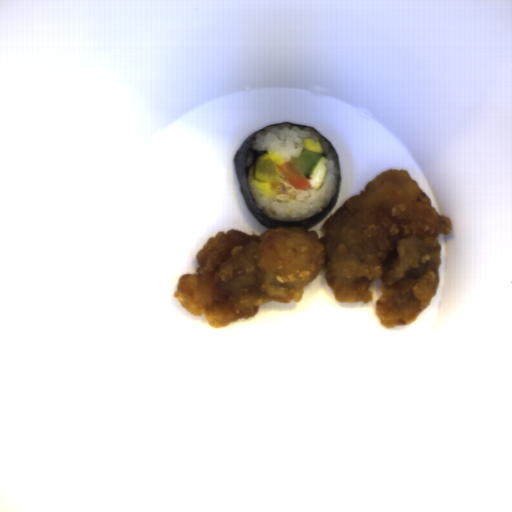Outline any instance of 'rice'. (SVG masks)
<instances>
[{
	"mask_svg": "<svg viewBox=\"0 0 512 512\" xmlns=\"http://www.w3.org/2000/svg\"><path fill=\"white\" fill-rule=\"evenodd\" d=\"M321 142L322 157H327V170L320 188L296 189L284 194L276 183L255 179L256 165L261 159L270 158L277 165L293 160L305 150L304 139ZM252 148L265 151L248 170L247 184L256 206L268 217L278 222H296L313 218L326 208L337 192L339 171L337 157L328 141L309 128L292 124L268 127L255 135Z\"/></svg>",
	"mask_w": 512,
	"mask_h": 512,
	"instance_id": "obj_1",
	"label": "rice"
}]
</instances>
